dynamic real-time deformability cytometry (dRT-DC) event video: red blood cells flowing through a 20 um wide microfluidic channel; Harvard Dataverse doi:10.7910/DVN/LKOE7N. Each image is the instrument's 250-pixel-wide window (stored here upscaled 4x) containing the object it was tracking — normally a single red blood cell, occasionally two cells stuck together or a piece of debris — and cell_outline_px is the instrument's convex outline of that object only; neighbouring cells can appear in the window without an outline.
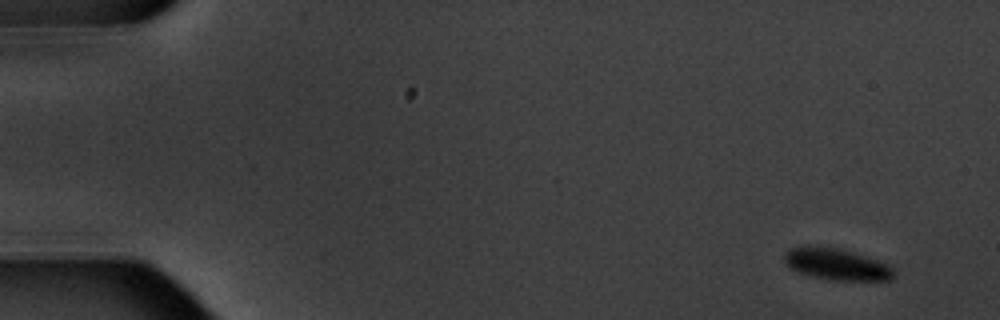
{"species": "common noctule bat (a hibernating species)", "species_latin": "Nyctalus noctula", "temperature_condition": "warm", "stored_images_in_passage": 6, "camera_frame_rate_fps": 3000, "um_per_image_px": 0.085, "animal": {"sex": "male", "body_mass_g": 20.1, "forearm_length_mm": 53.5}, "frame": {"image": 1, "passage_image": 1, "time_ms": 0.0, "image_size_px": [1000, 320], "cell_outline_px": [[892, 276], [888, 280], [828, 280], [812, 276], [788, 268], [784, 264], [784, 256], [792, 248], [840, 248], [876, 260], [892, 268]], "centroid_in_image_um": [71.07, 22.49], "position_along_channel_um": 13.9, "area_um2": 19.25}}
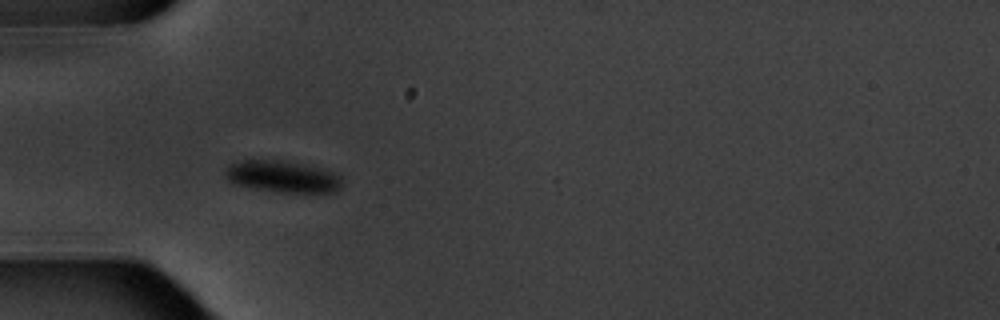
{"frame": {"image": 2, "passage_image": 5, "time_ms": 5.0, "image_size_px": [1000, 320], "cell_outline_px": [[344, 184], [336, 192], [276, 192], [252, 188], [236, 184], [228, 180], [224, 176], [224, 172], [228, 164], [244, 160], [280, 160], [320, 168], [332, 172], [340, 176]], "centroid_in_image_um": [24.0, 15.02], "position_along_channel_um": 61.0, "area_um2": 21.62}}
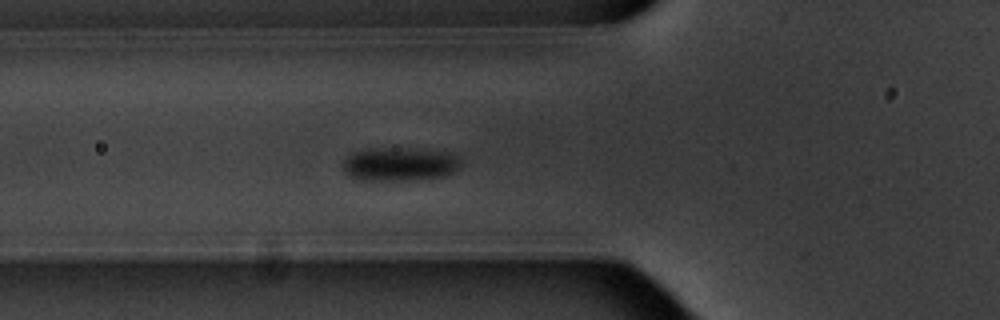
{"frame": {"image": 3, "passage_image": 6, "time_ms": 6.0, "image_size_px": [1000, 320], "cell_outline_px": [[460, 168], [456, 172], [448, 176], [420, 180], [360, 180], [348, 176], [344, 172], [340, 164], [352, 152], [368, 148], [372, 148], [456, 152], [460, 156]], "centroid_in_image_um": [34.0, 13.98], "position_along_channel_um": 91.8, "area_um2": 23.52}}